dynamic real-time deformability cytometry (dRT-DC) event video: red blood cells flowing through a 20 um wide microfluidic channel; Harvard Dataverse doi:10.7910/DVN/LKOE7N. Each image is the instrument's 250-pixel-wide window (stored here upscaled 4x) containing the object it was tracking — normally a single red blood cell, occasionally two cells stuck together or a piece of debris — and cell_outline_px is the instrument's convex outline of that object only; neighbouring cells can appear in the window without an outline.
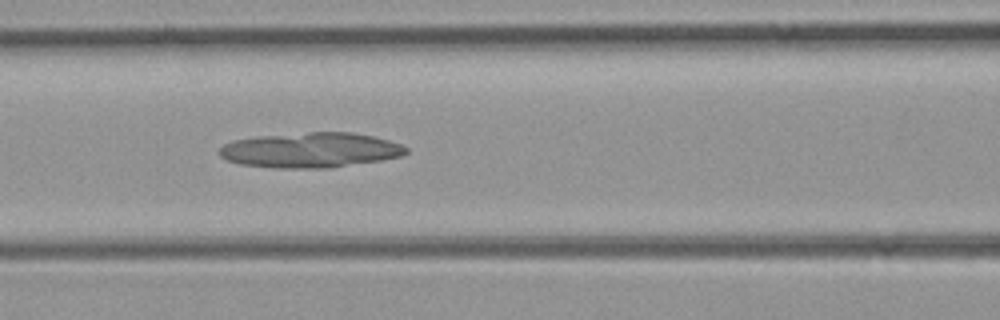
{"species": "common noctule bat (a hibernating species)", "species_latin": "Nyctalus noctula", "temperature_condition": "room temperature", "stored_images_in_passage": 35, "camera_frame_rate_fps": 3000, "um_per_image_px": 0.085, "animal": {"sex": "female", "body_mass_g": 21.9}, "frame": {"image": 1, "passage_image": 6, "time_ms": 1.667, "image_size_px": [1000, 320], "cell_outline_px": [[408, 152], [404, 156], [380, 160], [328, 168], [272, 168], [240, 164], [228, 160], [220, 156], [220, 148], [224, 144], [232, 140], [256, 136], [308, 132], [352, 132], [372, 136], [388, 140], [400, 144], [408, 148]], "centroid_in_image_um": [26.39, 12.76], "position_along_channel_um": 140.2, "area_um2": 38.26}}
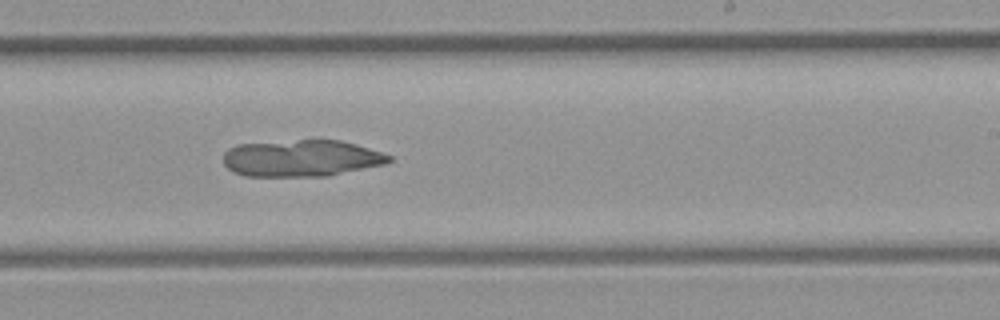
{"frame": {"image": 2, "passage_image": 15, "time_ms": 4.667, "image_size_px": [1000, 320], "cell_outline_px": [[392, 160], [384, 164], [328, 176], [244, 176], [232, 172], [224, 164], [224, 152], [228, 148], [236, 144], [300, 140], [340, 140], [356, 144], [392, 156]], "centroid_in_image_um": [25.58, 13.45], "position_along_channel_um": 263.4, "area_um2": 35.43}}
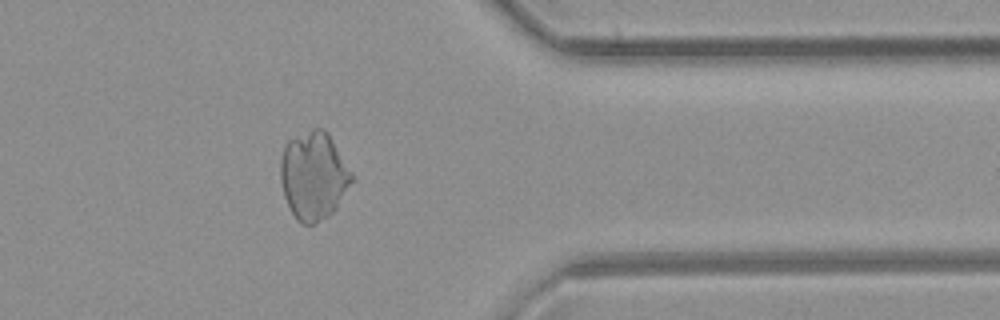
{"frame": {"image": 3, "passage_image": 25, "time_ms": 8.0, "image_size_px": [1000, 320], "cell_outline_px": [[352, 180], [336, 208], [328, 216], [316, 224], [300, 224], [296, 220], [284, 196], [280, 180], [280, 160], [284, 144], [288, 140], [312, 128], [324, 128], [328, 132], [352, 172]], "centroid_in_image_um": [26.63, 14.93], "position_along_channel_um": 384.8, "area_um2": 36.59}}